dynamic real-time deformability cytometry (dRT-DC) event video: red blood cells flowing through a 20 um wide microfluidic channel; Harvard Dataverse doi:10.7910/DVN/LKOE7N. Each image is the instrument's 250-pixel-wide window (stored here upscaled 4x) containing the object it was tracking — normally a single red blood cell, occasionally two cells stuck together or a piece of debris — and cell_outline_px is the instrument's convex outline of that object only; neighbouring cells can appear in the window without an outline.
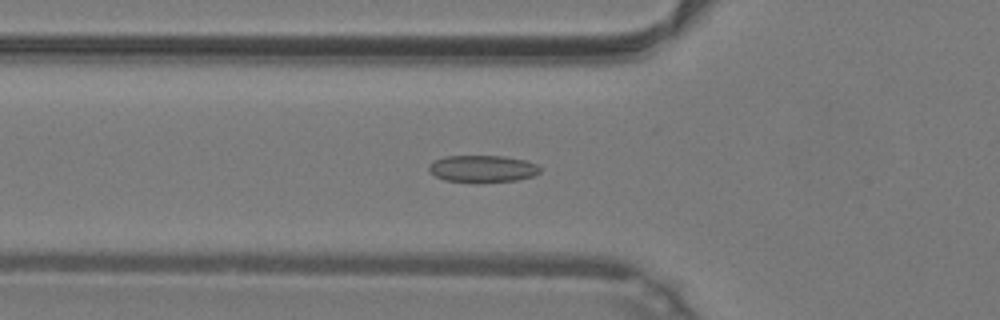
{"species": "common noctule bat (a hibernating species)", "species_latin": "Nyctalus noctula", "temperature_condition": "warm", "stored_images_in_passage": 47, "camera_frame_rate_fps": 3000, "um_per_image_px": 0.085, "animal": {"sex": "male", "body_mass_g": 19.2, "forearm_length_mm": 51.8}, "frame": {"image": 1, "passage_image": 16, "time_ms": 5.0, "image_size_px": [1000, 320], "cell_outline_px": [[540, 172], [532, 176], [516, 180], [476, 184], [444, 180], [436, 176], [428, 168], [428, 164], [432, 160], [444, 156], [504, 156], [524, 160], [536, 164], [540, 168]], "centroid_in_image_um": [40.97, 14.36], "position_along_channel_um": 84.8, "area_um2": 17.86}}
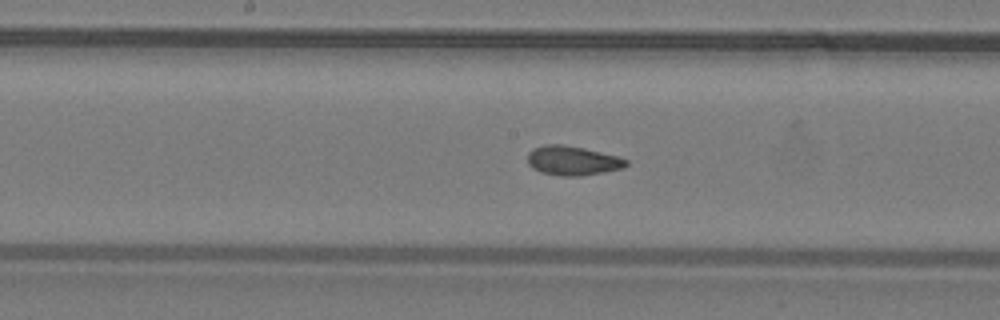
{"frame": {"image": 2, "passage_image": 24, "time_ms": 7.667, "image_size_px": [1000, 320], "cell_outline_px": [[628, 164], [624, 168], [580, 176], [560, 176], [540, 172], [532, 168], [528, 164], [528, 152], [532, 148], [544, 144], [560, 144], [584, 148], [616, 156], [628, 160]], "centroid_in_image_um": [48.63, 13.65], "position_along_channel_um": 199.6, "area_um2": 16.88}}
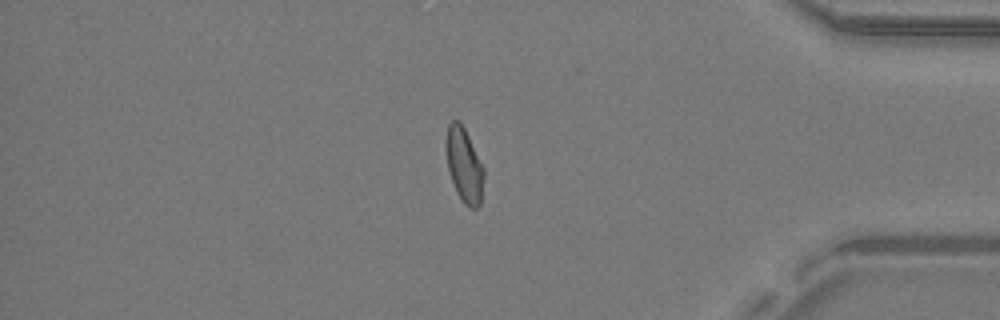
{"frame": {"image": 3, "passage_image": 40, "time_ms": 13.0, "image_size_px": [1000, 320], "cell_outline_px": [[484, 176], [480, 204], [476, 208], [472, 208], [464, 204], [456, 192], [448, 168], [444, 144], [448, 124], [452, 120], [460, 120], [484, 168]], "centroid_in_image_um": [39.43, 14.01], "position_along_channel_um": 395.8, "area_um2": 16.42}, "authors_computed_cell_mechanics": {"area_um2": 16.762, "velocity_mm_per_s": 4.2788, "shape_relaxation_time_tau1_ms": 10.2373, "shape_relaxation_time_tau2_ms": 1.031, "deformation_change_tau1": 0.2063, "deformation_change_tau2": 0.0607}}